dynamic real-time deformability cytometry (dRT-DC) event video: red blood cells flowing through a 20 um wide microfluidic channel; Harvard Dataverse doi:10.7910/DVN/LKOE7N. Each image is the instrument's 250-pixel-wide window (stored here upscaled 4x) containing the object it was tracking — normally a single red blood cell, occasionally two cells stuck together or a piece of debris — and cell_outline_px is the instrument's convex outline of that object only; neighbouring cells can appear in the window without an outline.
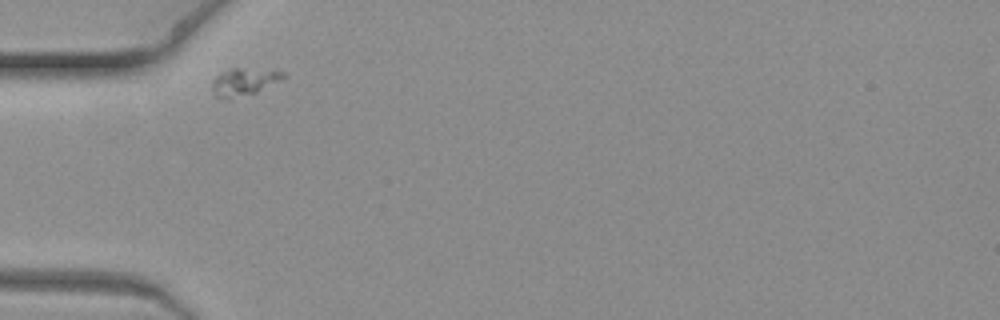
{"species": "common noctule bat (a hibernating species)", "species_latin": "Nyctalus noctula", "temperature_condition": "warm", "stored_images_in_passage": 4, "camera_frame_rate_fps": 3000, "um_per_image_px": 0.085, "animal": {"sex": "female", "body_mass_g": 19.3, "forearm_length_mm": 54.1}, "frame": {"image": 1, "passage_image": 1, "time_ms": 0.0, "image_size_px": [1000, 320], "cell_outline_px": [[284, 76], [280, 80], [256, 92], [232, 100], [220, 100], [212, 92], [212, 84], [216, 76], [220, 72], [232, 68], [240, 68], [284, 72]], "centroid_in_image_um": [20.64, 7.0], "position_along_channel_um": 64.4, "area_um2": 11.33}}
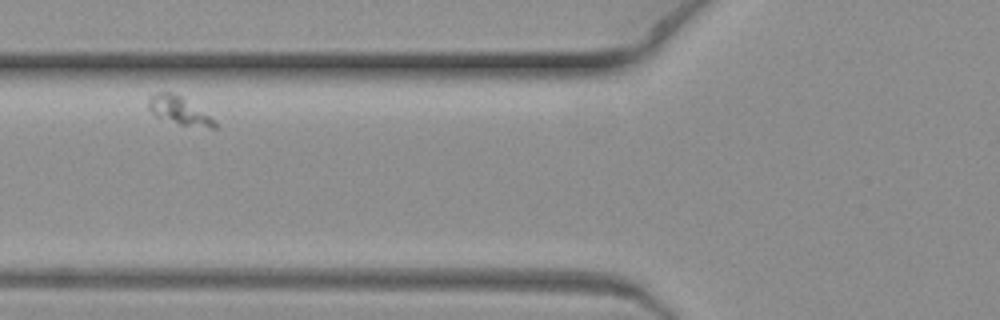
{"frame": {"image": 2, "passage_image": 3, "time_ms": 0.667, "image_size_px": [1000, 320], "cell_outline_px": [[216, 128], [208, 128], [180, 124], [156, 116], [148, 108], [148, 100], [156, 92], [172, 92], [180, 96], [216, 120]], "centroid_in_image_um": [15.22, 9.4], "position_along_channel_um": 110.6, "area_um2": 10.46}}